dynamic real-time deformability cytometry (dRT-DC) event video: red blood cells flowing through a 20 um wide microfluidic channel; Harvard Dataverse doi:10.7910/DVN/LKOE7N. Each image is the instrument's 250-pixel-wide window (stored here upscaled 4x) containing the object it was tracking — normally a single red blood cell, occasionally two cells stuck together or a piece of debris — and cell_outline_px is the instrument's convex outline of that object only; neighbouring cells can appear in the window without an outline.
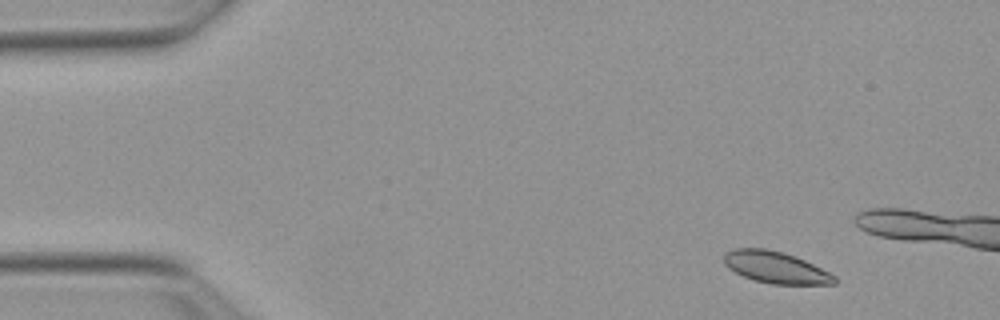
{"species": "Egyptian fruit bat (a non-hibernating species)", "species_latin": "Rousettus aegyptiacus", "temperature_condition": "warm", "stored_images_in_passage": 14, "camera_frame_rate_fps": 3000, "um_per_image_px": 0.085, "animal": {"sex": "female"}, "frame": {"image": 1, "passage_image": 5, "time_ms": 1.333, "image_size_px": [1000, 320], "cell_outline_px": [[836, 284], [772, 284], [756, 280], [744, 276], [728, 268], [724, 264], [724, 252], [732, 248], [764, 248], [784, 252], [804, 260], [836, 276]], "centroid_in_image_um": [65.9, 22.71], "position_along_channel_um": 19.1, "area_um2": 20.29}}